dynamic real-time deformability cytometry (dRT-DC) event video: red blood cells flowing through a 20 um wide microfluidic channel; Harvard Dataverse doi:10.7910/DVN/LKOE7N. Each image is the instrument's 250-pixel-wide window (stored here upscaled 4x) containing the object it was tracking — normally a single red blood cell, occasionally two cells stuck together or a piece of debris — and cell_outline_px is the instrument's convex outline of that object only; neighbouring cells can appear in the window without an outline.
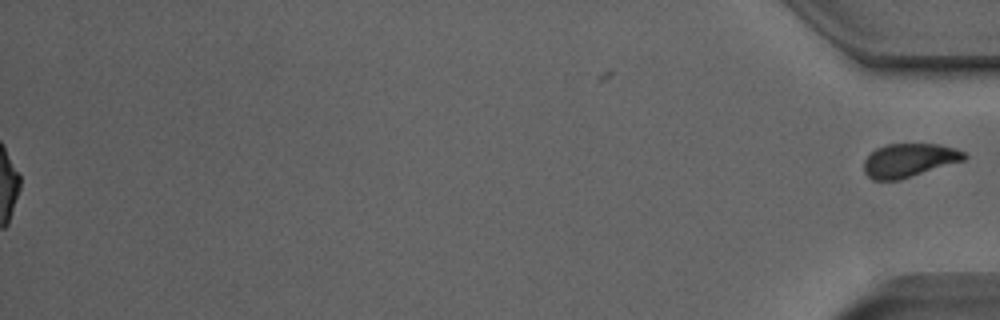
{"species": "Egyptian fruit bat (a non-hibernating species)", "species_latin": "Rousettus aegyptiacus", "temperature_condition": "room temperature", "stored_images_in_passage": 47, "segment_of_instrument_passage": [2, 2], "camera_frame_rate_fps": 3000, "um_per_image_px": 0.085, "animal": {"sex": "male"}, "frame": {"image": 1, "passage_image": 47, "time_ms": 15.333, "image_size_px": [1000, 320], "cell_outline_px": [[968, 156], [964, 160], [896, 180], [872, 180], [864, 172], [864, 160], [876, 148], [884, 144], [940, 144], [956, 148], [964, 152]], "centroid_in_image_um": [77.26, 13.6], "position_along_channel_um": 357.9, "area_um2": 19.42}}